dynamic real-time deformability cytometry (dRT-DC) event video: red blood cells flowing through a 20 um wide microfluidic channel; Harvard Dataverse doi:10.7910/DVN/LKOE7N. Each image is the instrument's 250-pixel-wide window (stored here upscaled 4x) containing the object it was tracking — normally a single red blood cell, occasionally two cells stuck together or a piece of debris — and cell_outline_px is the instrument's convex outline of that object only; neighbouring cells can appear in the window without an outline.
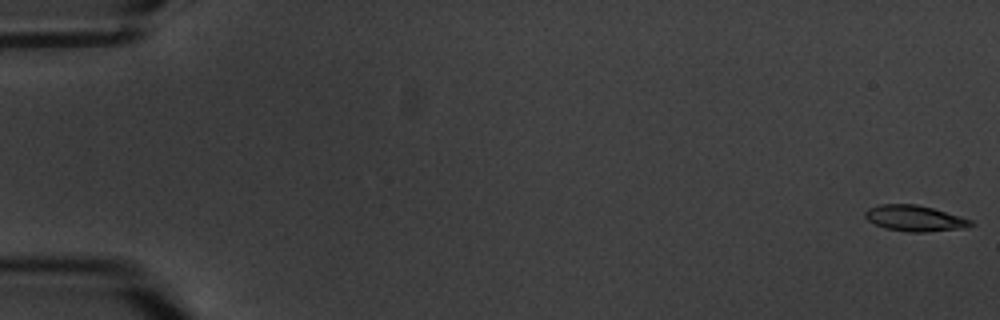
{"species": "common noctule bat (a hibernating species)", "species_latin": "Nyctalus noctula", "temperature_condition": "warm", "stored_images_in_passage": 5, "camera_frame_rate_fps": 3000, "um_per_image_px": 0.085, "animal": {"sex": "male", "body_mass_g": 20.1, "forearm_length_mm": 53.5}, "frame": {"image": 1, "passage_image": 1, "time_ms": 0.0, "image_size_px": [1000, 320], "cell_outline_px": [[976, 224], [968, 228], [924, 232], [908, 232], [884, 228], [868, 220], [864, 216], [864, 212], [868, 208], [880, 204], [916, 204], [932, 208], [960, 216], [972, 220]], "centroid_in_image_um": [77.78, 18.56], "position_along_channel_um": 7.2, "area_um2": 16.07}}
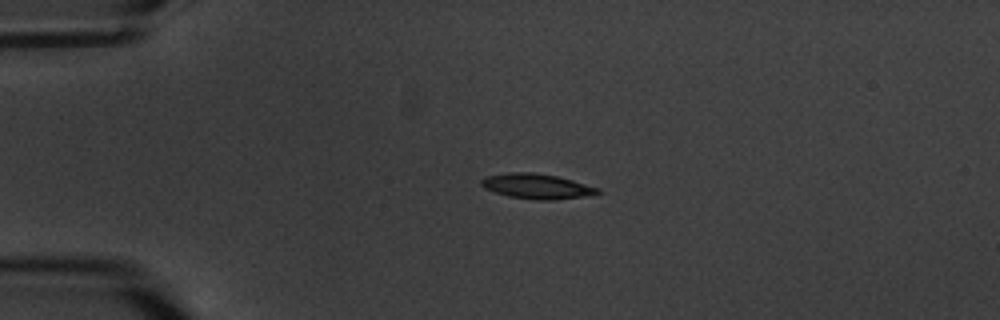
{"frame": {"image": 2, "passage_image": 4, "time_ms": 4.667, "image_size_px": [1000, 320], "cell_outline_px": [[604, 192], [584, 196], [552, 200], [536, 200], [508, 196], [484, 188], [480, 184], [480, 180], [484, 176], [508, 172], [532, 172], [556, 176], [572, 180], [600, 188]], "centroid_in_image_um": [45.61, 15.83], "position_along_channel_um": 39.4, "area_um2": 17.05}}